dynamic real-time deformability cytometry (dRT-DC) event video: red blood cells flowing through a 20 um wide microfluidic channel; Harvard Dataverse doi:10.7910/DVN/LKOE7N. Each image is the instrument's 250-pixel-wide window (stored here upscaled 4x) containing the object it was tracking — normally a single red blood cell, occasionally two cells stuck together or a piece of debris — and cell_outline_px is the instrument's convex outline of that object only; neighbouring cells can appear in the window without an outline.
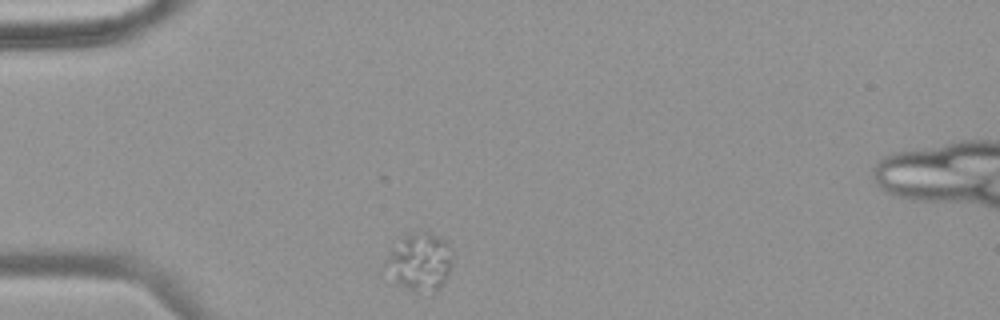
{"species": "common noctule bat (a hibernating species)", "species_latin": "Nyctalus noctula", "temperature_condition": "warm", "stored_images_in_passage": 31, "camera_frame_rate_fps": 3000, "um_per_image_px": 0.085, "animal": {"sex": "female", "body_mass_g": 18.4}, "frame": {"image": 1, "passage_image": 1, "time_ms": 0.0, "image_size_px": [1000, 320], "cell_outline_px": [[452, 268], [444, 284], [440, 288], [408, 288], [400, 284], [396, 280], [384, 264], [384, 260], [404, 236], [412, 232], [432, 232], [440, 236], [452, 248]], "centroid_in_image_um": [35.76, 22.17], "position_along_channel_um": 49.2, "area_um2": 21.68}}
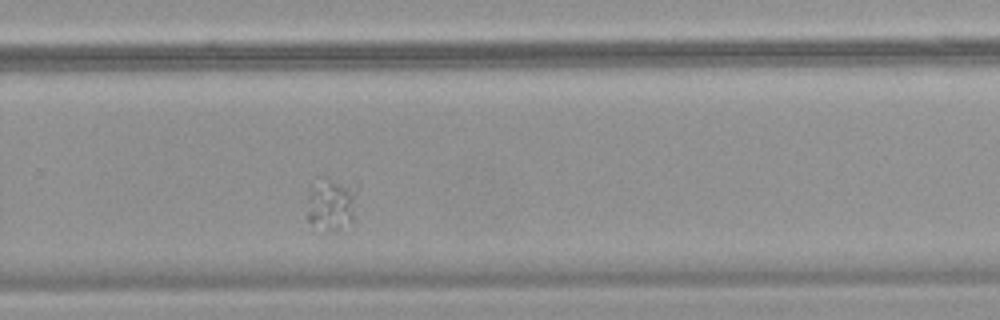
{"frame": {"image": 2, "passage_image": 22, "time_ms": 7.0, "image_size_px": [1000, 320], "cell_outline_px": [[356, 192], [352, 220], [328, 232], [324, 232], [308, 220], [304, 216], [308, 196], [312, 188], [320, 176], [324, 176], [356, 180]], "centroid_in_image_um": [28.14, 17.23], "position_along_channel_um": 301.7, "area_um2": 16.01}}
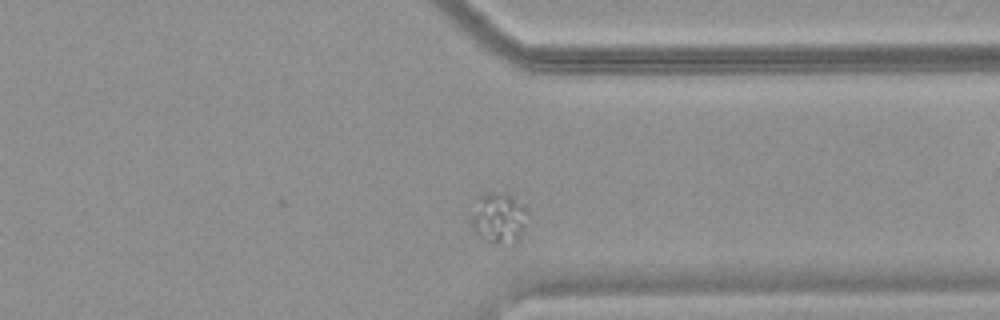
{"frame": {"image": 3, "passage_image": 27, "time_ms": 8.667, "image_size_px": [1000, 320], "cell_outline_px": [[528, 208], [520, 232], [516, 240], [512, 244], [492, 244], [484, 240], [472, 228], [472, 216], [476, 196], [484, 192], [508, 192], [528, 204]], "centroid_in_image_um": [42.39, 18.45], "position_along_channel_um": 369.0, "area_um2": 16.99}}